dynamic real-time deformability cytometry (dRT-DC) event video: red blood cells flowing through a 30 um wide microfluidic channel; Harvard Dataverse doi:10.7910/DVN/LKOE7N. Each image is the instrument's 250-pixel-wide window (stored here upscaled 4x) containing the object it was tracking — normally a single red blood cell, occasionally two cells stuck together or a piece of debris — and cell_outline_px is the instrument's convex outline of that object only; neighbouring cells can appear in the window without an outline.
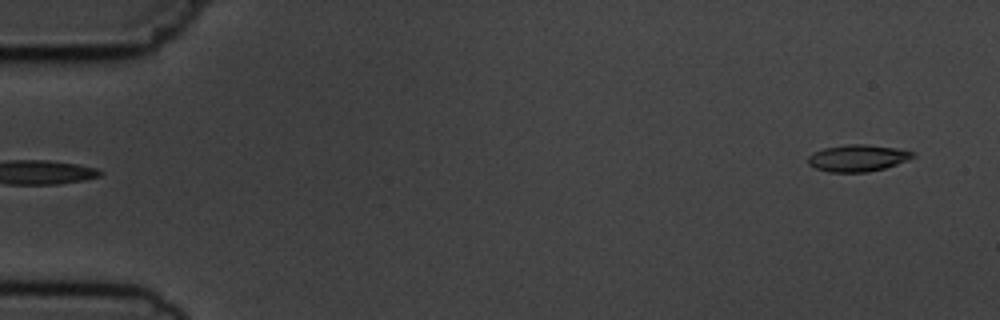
{"species": "common noctule bat (a hibernating species)", "species_latin": "Nyctalus noctula", "temperature_condition": "cold", "stored_images_in_passage": 2, "camera_frame_rate_fps": 3000, "um_per_image_px": 0.085, "animal": {"sex": "male", "body_mass_g": 19.5, "forearm_length_mm": 54.6}, "frame": {"image": 1, "passage_image": 2, "time_ms": 1.0, "image_size_px": [1000, 320], "cell_outline_px": [[916, 156], [908, 160], [884, 168], [868, 172], [828, 172], [816, 168], [808, 164], [808, 156], [812, 152], [824, 148], [848, 144], [864, 144], [896, 148], [912, 152]], "centroid_in_image_um": [72.87, 13.43], "position_along_channel_um": 12.1, "area_um2": 16.3}}